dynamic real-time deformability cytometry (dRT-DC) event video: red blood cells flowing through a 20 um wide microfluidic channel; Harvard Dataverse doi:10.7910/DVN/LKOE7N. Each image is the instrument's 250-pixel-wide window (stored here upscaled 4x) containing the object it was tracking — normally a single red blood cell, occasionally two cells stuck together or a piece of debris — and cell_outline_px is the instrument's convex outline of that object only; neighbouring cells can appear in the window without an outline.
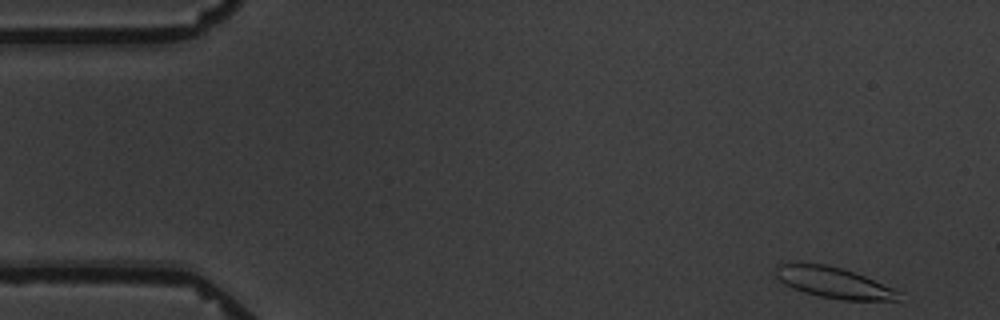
{"species": "common noctule bat (a hibernating species)", "species_latin": "Nyctalus noctula", "temperature_condition": "warm", "stored_images_in_passage": 6, "camera_frame_rate_fps": 3000, "um_per_image_px": 0.085, "animal": {"sex": "male", "body_mass_g": 19.5, "forearm_length_mm": 54.6}, "frame": {"image": 1, "passage_image": 1, "time_ms": 0.0, "image_size_px": [1000, 320], "cell_outline_px": [[904, 292], [900, 300], [840, 300], [820, 296], [804, 292], [784, 284], [776, 276], [776, 264], [800, 260], [824, 264], [840, 268], [864, 276]], "centroid_in_image_um": [70.84, 23.99], "position_along_channel_um": 14.2, "area_um2": 22.6}}
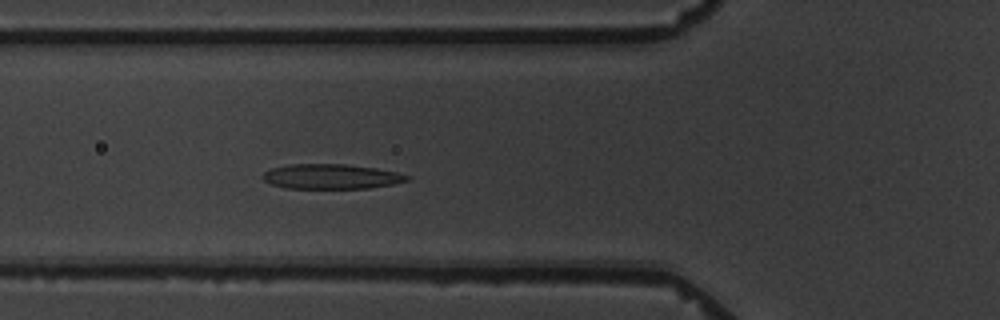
{"frame": {"image": 2, "passage_image": 6, "time_ms": 5.667, "image_size_px": [1000, 320], "cell_outline_px": [[412, 176], [408, 180], [392, 184], [368, 188], [284, 188], [272, 184], [264, 180], [264, 172], [272, 168], [288, 164], [344, 164], [376, 168], [396, 172]], "centroid_in_image_um": [28.16, 15.0], "position_along_channel_um": 97.6, "area_um2": 20.75}}